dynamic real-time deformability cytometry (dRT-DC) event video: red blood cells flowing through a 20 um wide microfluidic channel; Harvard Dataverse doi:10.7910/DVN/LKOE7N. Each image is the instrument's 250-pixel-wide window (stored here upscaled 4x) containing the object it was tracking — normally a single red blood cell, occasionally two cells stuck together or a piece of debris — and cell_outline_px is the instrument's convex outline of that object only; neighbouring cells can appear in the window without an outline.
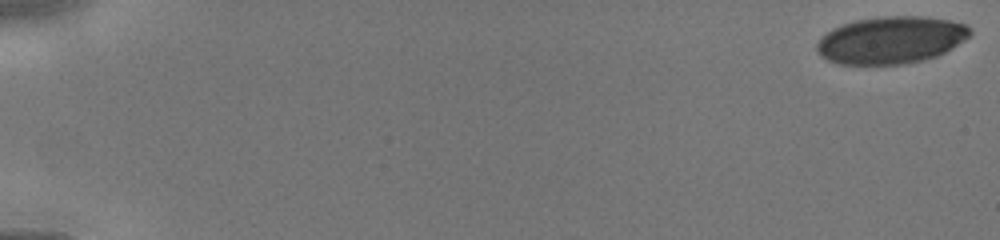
{"species": "human", "species_latin": "Homo sapiens", "temperature_condition": "cold", "stored_images_in_passage": 7, "camera_frame_rate_fps": 3000, "um_per_image_px": 0.085, "donor": {"sex": "male"}, "frame": {"image": 1, "passage_image": 1, "time_ms": 0.0, "image_size_px": [1000, 240], "cell_outline_px": [[972, 32], [964, 40], [952, 48], [936, 56], [924, 60], [904, 64], [840, 64], [828, 60], [820, 56], [816, 48], [816, 44], [832, 28], [840, 24], [856, 20], [880, 16], [924, 16], [948, 20], [964, 24]], "centroid_in_image_um": [75.71, 3.4], "position_along_channel_um": 9.3, "area_um2": 42.02}}
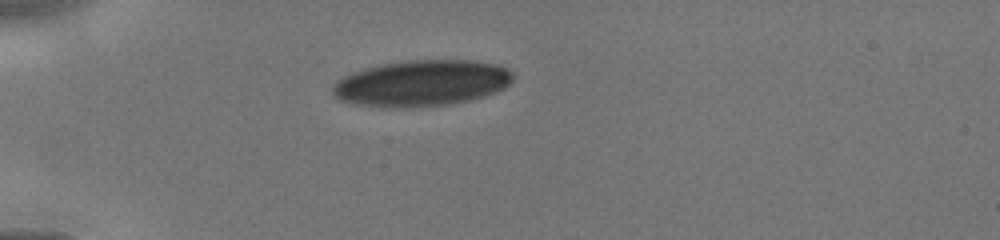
{"frame": {"image": 2, "passage_image": 5, "time_ms": 4.333, "image_size_px": [1000, 240], "cell_outline_px": [[512, 80], [504, 88], [496, 92], [484, 96], [468, 100], [448, 104], [404, 108], [392, 108], [352, 104], [340, 100], [332, 92], [332, 84], [336, 80], [352, 72], [364, 68], [384, 64], [408, 60], [476, 60], [496, 64], [508, 68], [512, 72]], "centroid_in_image_um": [35.82, 7.07], "position_along_channel_um": 49.2, "area_um2": 48.67}}